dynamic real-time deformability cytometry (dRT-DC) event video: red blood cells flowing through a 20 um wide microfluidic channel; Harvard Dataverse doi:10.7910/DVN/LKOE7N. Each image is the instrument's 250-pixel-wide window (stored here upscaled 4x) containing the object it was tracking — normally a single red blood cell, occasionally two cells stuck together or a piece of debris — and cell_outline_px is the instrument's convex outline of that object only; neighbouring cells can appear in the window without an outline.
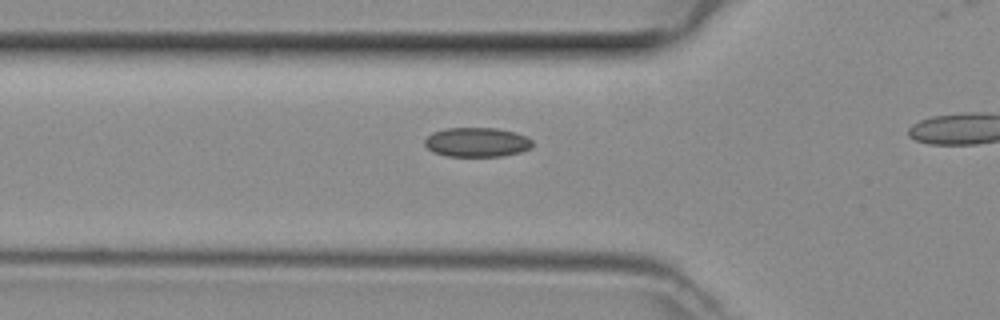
{"species": "common noctule bat (a hibernating species)", "species_latin": "Nyctalus noctula", "temperature_condition": "room temperature", "stored_images_in_passage": 14, "camera_frame_rate_fps": 3000, "um_per_image_px": 0.085, "animal": {"sex": "female", "body_mass_g": 29.2, "forearm_length_mm": 56.3}, "frame": {"image": 1, "passage_image": 12, "time_ms": 3.667, "image_size_px": [1000, 320], "cell_outline_px": [[532, 148], [520, 152], [500, 156], [448, 156], [432, 152], [424, 144], [424, 140], [432, 132], [444, 128], [496, 128], [516, 132], [532, 140]], "centroid_in_image_um": [40.52, 12.08], "position_along_channel_um": 85.3, "area_um2": 18.5}}